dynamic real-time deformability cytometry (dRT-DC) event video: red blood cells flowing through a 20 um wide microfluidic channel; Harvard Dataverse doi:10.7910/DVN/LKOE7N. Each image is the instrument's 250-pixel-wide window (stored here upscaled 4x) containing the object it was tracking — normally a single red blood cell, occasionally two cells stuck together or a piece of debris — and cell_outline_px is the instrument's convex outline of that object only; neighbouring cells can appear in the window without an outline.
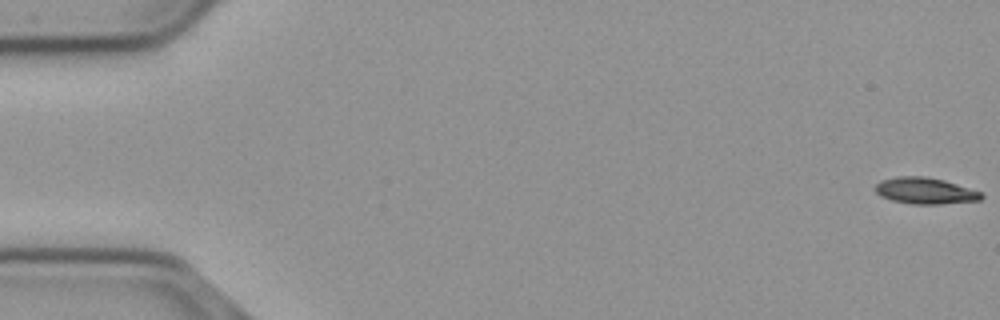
{"species": "common noctule bat (a hibernating species)", "species_latin": "Nyctalus noctula", "temperature_condition": "cold", "stored_images_in_passage": 56, "camera_frame_rate_fps": 3000, "um_per_image_px": 0.085, "animal": {"sex": "male", "body_mass_g": 23.1, "forearm_length_mm": 52.7}, "frame": {"image": 1, "passage_image": 1, "time_ms": 0.0, "image_size_px": [1000, 320], "cell_outline_px": [[984, 196], [980, 200], [940, 204], [912, 204], [892, 200], [880, 196], [876, 192], [876, 184], [880, 180], [896, 176], [924, 176], [944, 180], [980, 192]], "centroid_in_image_um": [78.6, 16.21], "position_along_channel_um": 6.4, "area_um2": 16.18}}
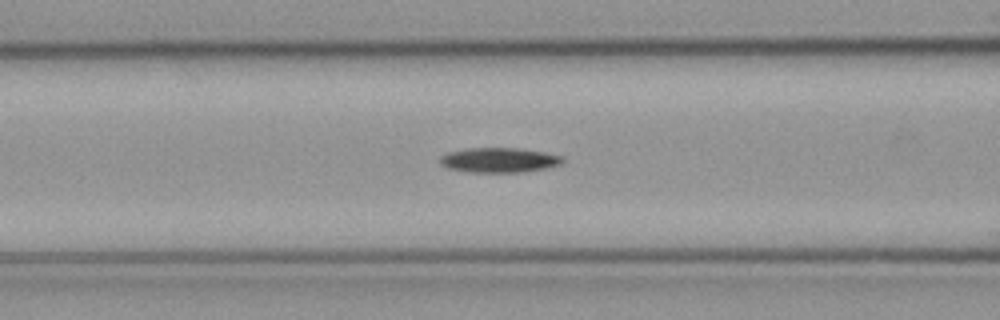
{"frame": {"image": 2, "passage_image": 23, "time_ms": 7.333, "image_size_px": [1000, 320], "cell_outline_px": [[564, 160], [560, 164], [544, 168], [524, 172], [468, 172], [448, 168], [440, 164], [440, 156], [448, 152], [468, 148], [520, 148], [544, 152], [564, 156]], "centroid_in_image_um": [42.42, 13.6], "position_along_channel_um": 124.2, "area_um2": 17.74}}
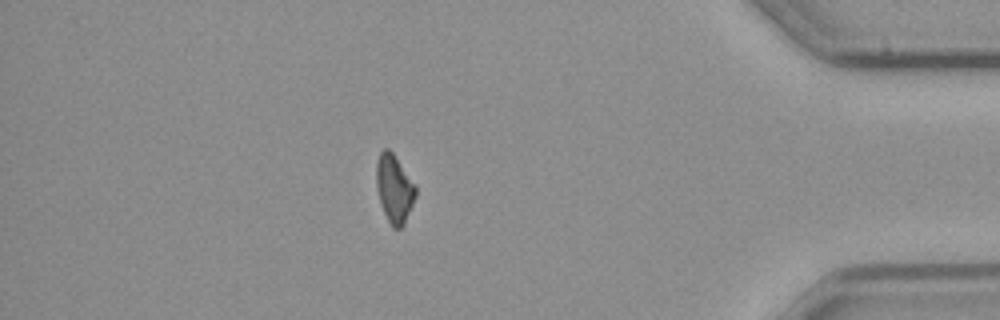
{"frame": {"image": 3, "passage_image": 49, "time_ms": 16.0, "image_size_px": [1000, 320], "cell_outline_px": [[416, 196], [404, 224], [400, 228], [392, 228], [380, 204], [376, 188], [376, 164], [380, 152], [384, 148], [388, 148], [392, 152], [416, 188]], "centroid_in_image_um": [33.48, 16.05], "position_along_channel_um": 401.7, "area_um2": 15.32}, "authors_computed_cell_mechanics": {"area_um2": 16.5308, "velocity_mm_per_s": 3.6977, "shape_relaxation_time_tau1_ms": 2.8741, "shape_relaxation_time_tau2_ms": null, "deformation_change_tau1": 0.129, "deformation_change_tau2": null}}